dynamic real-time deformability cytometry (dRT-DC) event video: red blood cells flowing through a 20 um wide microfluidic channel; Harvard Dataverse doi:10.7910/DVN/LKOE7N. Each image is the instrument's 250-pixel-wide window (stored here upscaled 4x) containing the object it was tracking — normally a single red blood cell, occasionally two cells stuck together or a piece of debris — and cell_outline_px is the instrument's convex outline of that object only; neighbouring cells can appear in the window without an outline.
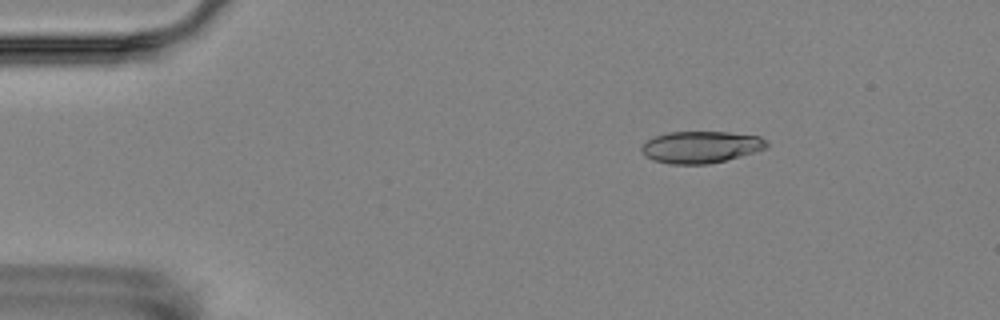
{"species": "Egyptian fruit bat (a non-hibernating species)", "species_latin": "Rousettus aegyptiacus", "temperature_condition": "room temperature", "stored_images_in_passage": 5, "camera_frame_rate_fps": 3000, "um_per_image_px": 0.085, "animal": {"sex": "female"}, "frame": {"image": 1, "passage_image": 3, "time_ms": 2.333, "image_size_px": [1000, 320], "cell_outline_px": [[768, 148], [740, 156], [708, 164], [668, 164], [652, 160], [640, 148], [648, 140], [656, 136], [668, 132], [728, 132], [760, 136], [768, 140]], "centroid_in_image_um": [59.62, 12.49], "position_along_channel_um": 25.4, "area_um2": 23.12}}